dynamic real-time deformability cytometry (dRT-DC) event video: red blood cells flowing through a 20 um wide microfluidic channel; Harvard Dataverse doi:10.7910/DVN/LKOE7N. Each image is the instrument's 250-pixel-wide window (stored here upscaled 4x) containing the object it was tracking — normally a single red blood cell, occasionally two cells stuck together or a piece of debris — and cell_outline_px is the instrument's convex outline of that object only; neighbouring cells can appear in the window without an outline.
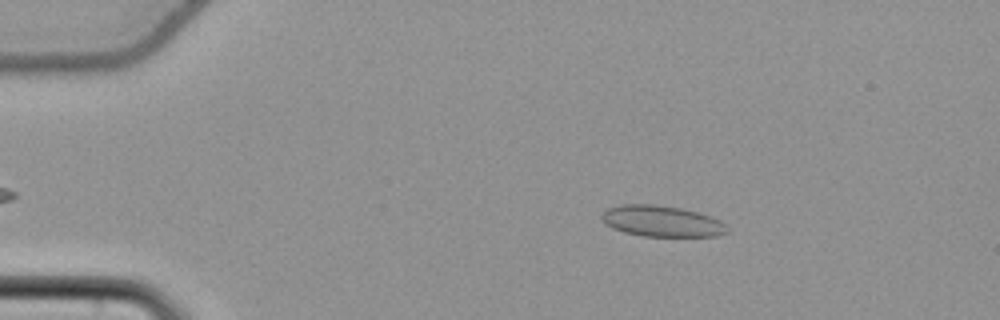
{"species": "common noctule bat (a hibernating species)", "species_latin": "Nyctalus noctula", "temperature_condition": "cold", "stored_images_in_passage": 55, "camera_frame_rate_fps": 3000, "um_per_image_px": 0.085, "animal": {"sex": "female", "body_mass_g": 22.7, "forearm_length_mm": 54.2}, "frame": {"image": 1, "passage_image": 10, "time_ms": 3.0, "image_size_px": [1000, 320], "cell_outline_px": [[728, 232], [716, 236], [640, 236], [624, 232], [612, 228], [604, 224], [600, 220], [600, 216], [604, 208], [624, 204], [652, 204], [680, 208], [696, 212], [720, 220], [728, 228]], "centroid_in_image_um": [56.16, 18.8], "position_along_channel_um": 28.8, "area_um2": 22.83}}
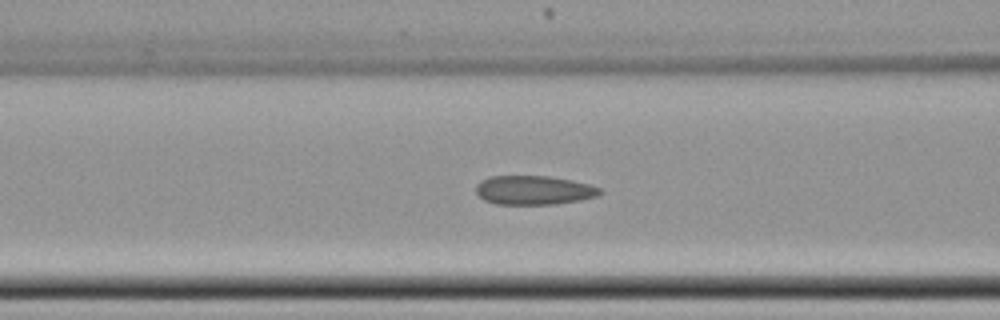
{"frame": {"image": 2, "passage_image": 23, "time_ms": 7.333, "image_size_px": [1000, 320], "cell_outline_px": [[604, 192], [596, 196], [580, 200], [556, 204], [496, 204], [484, 200], [476, 192], [476, 184], [480, 180], [488, 176], [548, 176], [572, 180], [588, 184], [600, 188]], "centroid_in_image_um": [45.36, 16.16], "position_along_channel_um": 121.2, "area_um2": 21.04}}
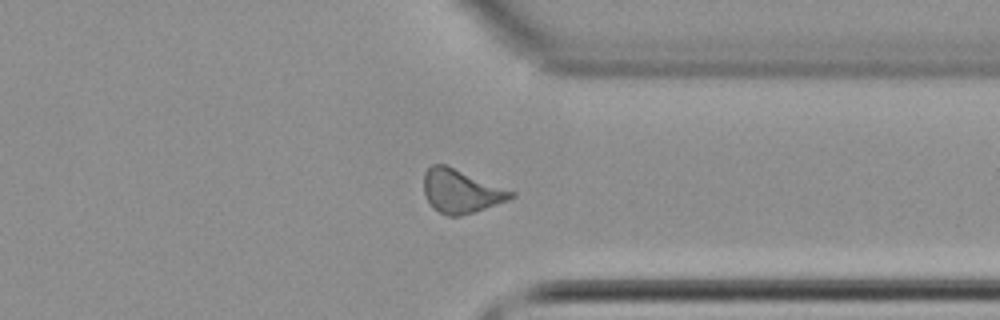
{"frame": {"image": 3, "passage_image": 43, "time_ms": 14.0, "image_size_px": [1000, 320], "cell_outline_px": [[516, 196], [508, 200], [460, 216], [448, 216], [432, 208], [424, 196], [424, 172], [432, 164], [448, 164], [516, 192]], "centroid_in_image_um": [39.17, 16.22], "position_along_channel_um": 372.2, "area_um2": 22.37}, "authors_computed_cell_mechanics": {"area_um2": 21.386, "velocity_mm_per_s": 3.7801, "shape_relaxation_time_tau1_ms": null, "shape_relaxation_time_tau2_ms": 2.3649, "deformation_change_tau1": null, "deformation_change_tau2": 0.0742}}